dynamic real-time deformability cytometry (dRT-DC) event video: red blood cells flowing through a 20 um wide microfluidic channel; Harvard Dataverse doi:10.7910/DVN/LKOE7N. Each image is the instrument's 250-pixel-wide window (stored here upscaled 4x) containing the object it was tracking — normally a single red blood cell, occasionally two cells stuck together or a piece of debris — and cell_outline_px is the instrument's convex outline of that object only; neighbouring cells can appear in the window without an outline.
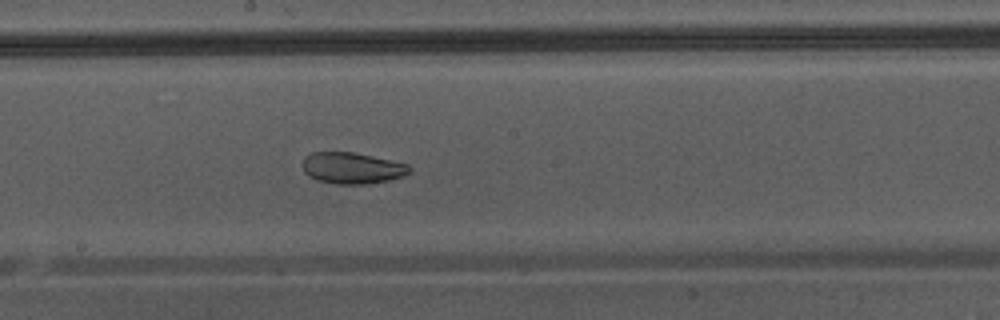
{"species": "Egyptian fruit bat (a non-hibernating species)", "species_latin": "Rousettus aegyptiacus", "temperature_condition": "warm", "stored_images_in_passage": 48, "camera_frame_rate_fps": 3000, "um_per_image_px": 0.085, "animal": {"sex": "male"}, "frame": {"image": 1, "passage_image": 28, "time_ms": 9.0, "image_size_px": [1000, 320], "cell_outline_px": [[412, 172], [404, 176], [388, 180], [368, 184], [336, 184], [316, 180], [308, 176], [304, 172], [300, 164], [304, 156], [312, 152], [352, 152], [392, 160], [408, 164], [412, 168]], "centroid_in_image_um": [29.91, 14.28], "position_along_channel_um": 218.3, "area_um2": 19.88}}
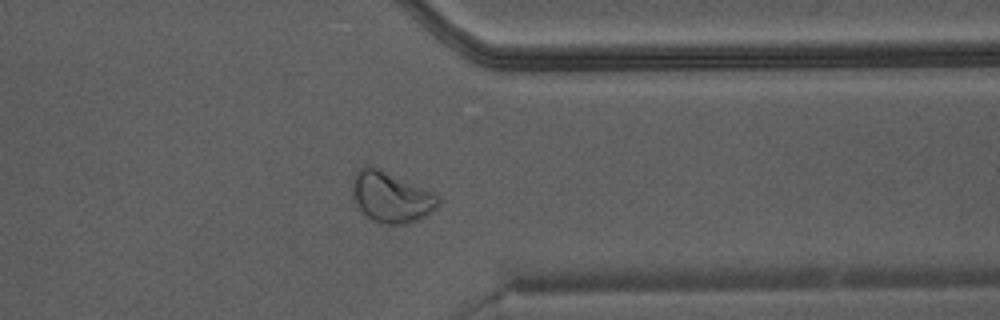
{"frame": {"image": 2, "passage_image": 39, "time_ms": 12.667, "image_size_px": [1000, 320], "cell_outline_px": [[440, 204], [436, 208], [424, 216], [416, 220], [404, 224], [388, 224], [376, 220], [368, 216], [356, 204], [352, 196], [352, 176], [360, 168], [376, 168], [436, 192], [440, 196]], "centroid_in_image_um": [33.28, 16.75], "position_along_channel_um": 378.1, "area_um2": 24.91}}
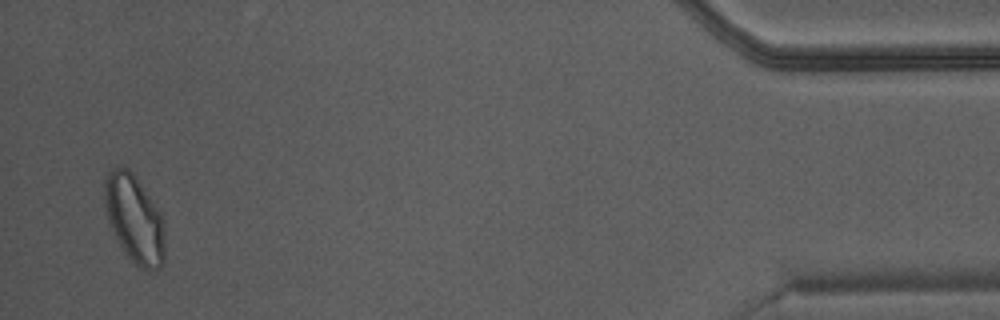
{"frame": {"image": 3, "passage_image": 47, "time_ms": 15.333, "image_size_px": [1000, 320], "cell_outline_px": [[164, 264], [160, 268], [144, 268], [136, 264], [124, 252], [108, 220], [104, 204], [104, 180], [108, 172], [116, 168], [128, 168], [132, 172], [160, 212], [164, 220]], "centroid_in_image_um": [11.43, 18.59], "position_along_channel_um": 423.8, "area_um2": 30.35}}